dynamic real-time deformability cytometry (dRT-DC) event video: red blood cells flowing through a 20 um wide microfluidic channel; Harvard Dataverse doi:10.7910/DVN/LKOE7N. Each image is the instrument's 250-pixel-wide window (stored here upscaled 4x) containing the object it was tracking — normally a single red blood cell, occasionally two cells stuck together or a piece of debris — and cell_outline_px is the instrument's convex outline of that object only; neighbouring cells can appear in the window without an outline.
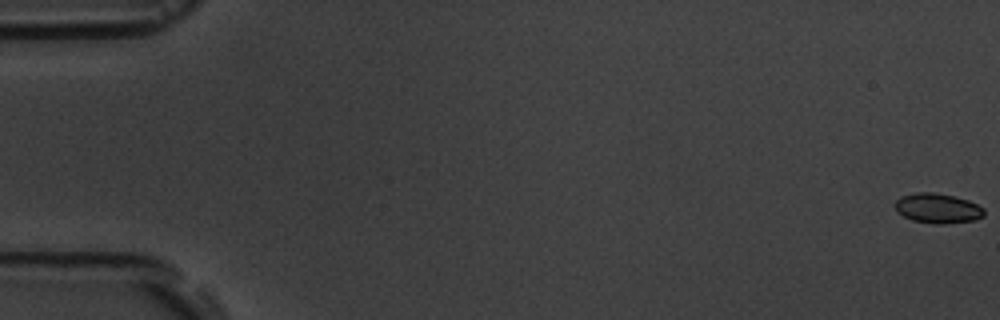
{"species": "common noctule bat (a hibernating species)", "species_latin": "Nyctalus noctula", "temperature_condition": "room temperature", "stored_images_in_passage": 6, "camera_frame_rate_fps": 3000, "um_per_image_px": 0.085, "animal": {"sex": "male", "body_mass_g": 19.5, "forearm_length_mm": 54.6}, "frame": {"image": 1, "passage_image": 1, "time_ms": 0.0, "image_size_px": [1000, 320], "cell_outline_px": [[984, 216], [972, 220], [944, 224], [932, 224], [912, 220], [896, 212], [896, 200], [900, 196], [916, 192], [932, 192], [956, 196], [968, 200], [984, 208]], "centroid_in_image_um": [79.69, 17.7], "position_along_channel_um": 5.3, "area_um2": 15.55}}
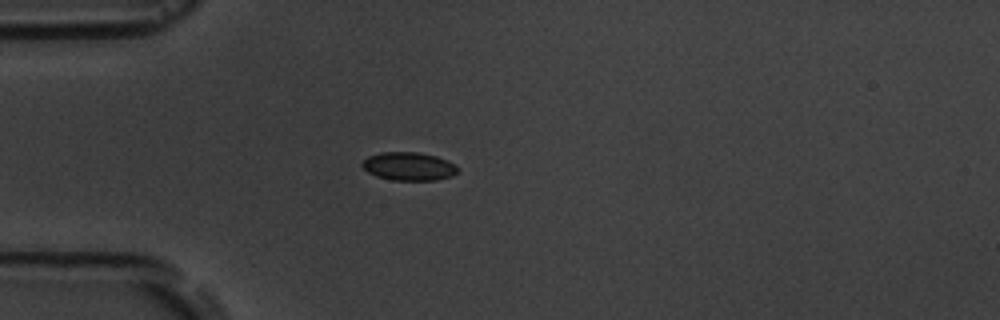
{"frame": {"image": 2, "passage_image": 5, "time_ms": 5.333, "image_size_px": [1000, 320], "cell_outline_px": [[456, 172], [452, 176], [436, 180], [392, 180], [376, 176], [368, 172], [360, 164], [368, 156], [380, 152], [416, 152], [436, 156], [448, 160], [456, 164]], "centroid_in_image_um": [34.73, 14.13], "position_along_channel_um": 50.3, "area_um2": 15.72}}